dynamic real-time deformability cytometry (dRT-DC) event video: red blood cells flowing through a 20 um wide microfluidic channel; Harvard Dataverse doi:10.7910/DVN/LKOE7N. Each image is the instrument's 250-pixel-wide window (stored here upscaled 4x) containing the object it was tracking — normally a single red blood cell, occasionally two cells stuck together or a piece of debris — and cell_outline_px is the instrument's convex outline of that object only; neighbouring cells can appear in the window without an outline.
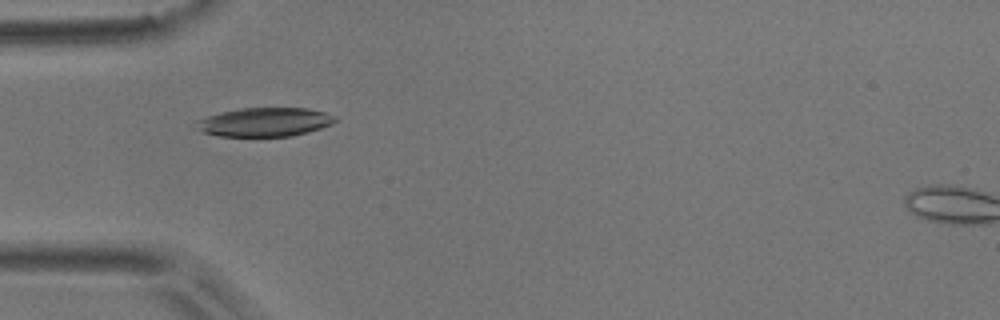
{"species": "common noctule bat (a hibernating species)", "species_latin": "Nyctalus noctula", "temperature_condition": "room temperature", "stored_images_in_passage": 8, "camera_frame_rate_fps": 3000, "um_per_image_px": 0.085, "animal": {"sex": "male", "body_mass_g": 17.9}, "frame": {"image": 1, "passage_image": 4, "time_ms": 1.0, "image_size_px": [1000, 320], "cell_outline_px": [[336, 120], [332, 124], [308, 132], [292, 136], [220, 136], [204, 132], [200, 128], [196, 120], [220, 112], [240, 108], [308, 108], [324, 112], [336, 116]], "centroid_in_image_um": [22.55, 10.37], "position_along_channel_um": 62.5, "area_um2": 23.12}}
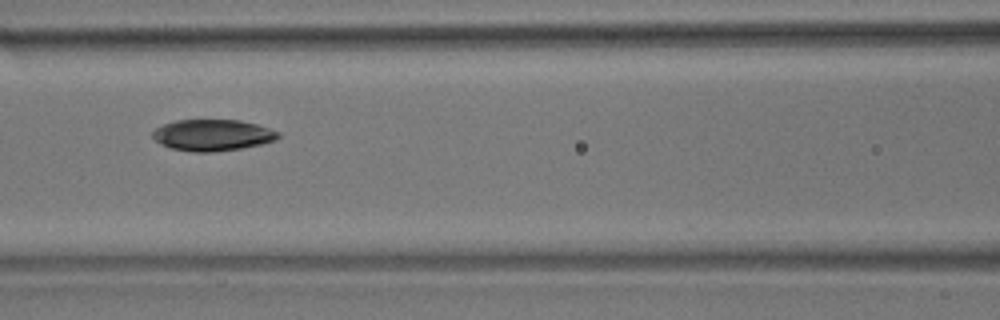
{"frame": {"image": 2, "passage_image": 6, "time_ms": 1.667, "image_size_px": [1000, 320], "cell_outline_px": [[280, 136], [276, 140], [264, 144], [240, 148], [212, 152], [192, 152], [172, 148], [160, 144], [152, 136], [152, 132], [156, 128], [164, 124], [176, 120], [240, 120], [256, 124], [280, 132]], "centroid_in_image_um": [18.08, 11.48], "position_along_channel_um": 148.5, "area_um2": 22.95}}
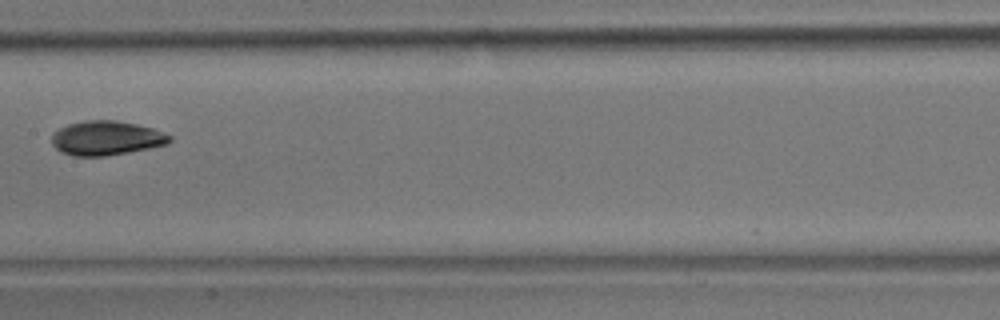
{"frame": {"image": 3, "passage_image": 7, "time_ms": 2.0, "image_size_px": [1000, 320], "cell_outline_px": [[172, 140], [168, 144], [128, 152], [104, 156], [72, 156], [60, 152], [52, 144], [52, 132], [68, 124], [84, 120], [116, 120], [136, 124], [152, 128], [172, 136]], "centroid_in_image_um": [9.01, 11.73], "position_along_channel_um": 198.4, "area_um2": 23.64}}